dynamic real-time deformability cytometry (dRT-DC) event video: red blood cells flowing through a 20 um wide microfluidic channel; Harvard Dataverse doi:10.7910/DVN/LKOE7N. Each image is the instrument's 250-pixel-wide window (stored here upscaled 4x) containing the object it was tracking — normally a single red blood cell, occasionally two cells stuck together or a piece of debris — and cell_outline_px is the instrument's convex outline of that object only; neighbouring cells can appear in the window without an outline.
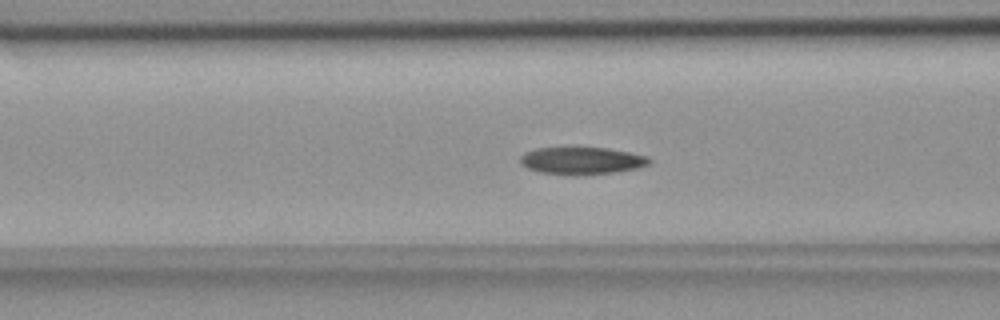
{"species": "common noctule bat (a hibernating species)", "species_latin": "Nyctalus noctula", "temperature_condition": "room temperature", "stored_images_in_passage": 56, "camera_frame_rate_fps": 3000, "um_per_image_px": 0.085, "animal": {"sex": "female", "body_mass_g": 18.4}, "frame": {"image": 1, "passage_image": 22, "time_ms": 7.0, "image_size_px": [1000, 320], "cell_outline_px": [[652, 160], [648, 164], [636, 168], [616, 172], [576, 176], [572, 176], [540, 172], [528, 168], [520, 164], [520, 156], [524, 152], [536, 148], [604, 148], [628, 152], [648, 156]], "centroid_in_image_um": [49.42, 13.67], "position_along_channel_um": 117.2, "area_um2": 20.58}}
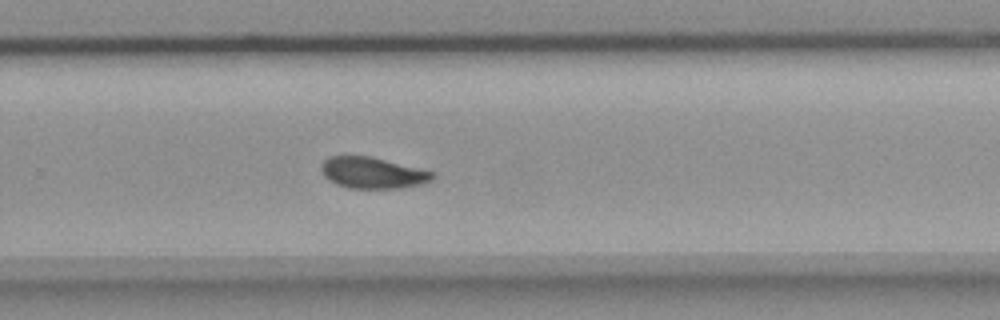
{"frame": {"image": 2, "passage_image": 37, "time_ms": 12.0, "image_size_px": [1000, 320], "cell_outline_px": [[436, 176], [432, 180], [420, 184], [400, 188], [348, 188], [336, 184], [328, 180], [324, 176], [320, 168], [320, 164], [328, 156], [372, 156], [432, 172]], "centroid_in_image_um": [31.62, 14.69], "position_along_channel_um": 298.2, "area_um2": 20.23}}
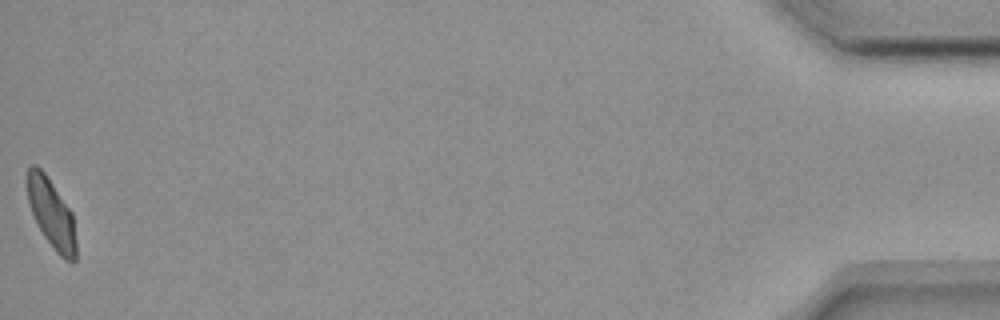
{"frame": {"image": 3, "passage_image": 56, "time_ms": 18.333, "image_size_px": [1000, 320], "cell_outline_px": [[76, 260], [72, 264], [64, 260], [56, 252], [44, 236], [28, 204], [24, 180], [24, 176], [28, 168], [32, 164], [36, 164], [44, 172], [72, 212], [76, 244]], "centroid_in_image_um": [4.33, 18.12], "position_along_channel_um": 430.9, "area_um2": 20.0}, "authors_computed_cell_mechanics": {"area_um2": 20.4901, "velocity_mm_per_s": 3.6299, "shape_relaxation_time_tau1_ms": 8.3804, "shape_relaxation_time_tau2_ms": 4.0883, "deformation_change_tau1": 0.1656, "deformation_change_tau2": 0.09}}